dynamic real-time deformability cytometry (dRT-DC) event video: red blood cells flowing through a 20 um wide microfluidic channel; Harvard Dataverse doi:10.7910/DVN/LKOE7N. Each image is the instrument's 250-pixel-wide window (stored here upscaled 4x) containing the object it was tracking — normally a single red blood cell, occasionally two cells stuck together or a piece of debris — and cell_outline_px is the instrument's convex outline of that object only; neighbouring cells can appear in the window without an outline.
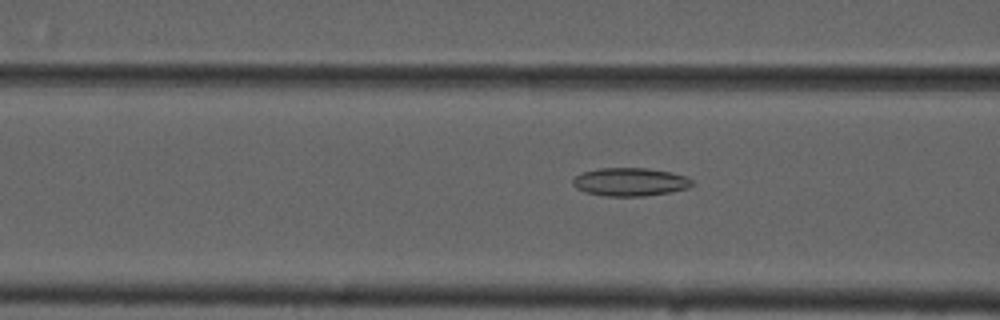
{"species": "common noctule bat (a hibernating species)", "species_latin": "Nyctalus noctula", "temperature_condition": "cold", "stored_images_in_passage": 40, "camera_frame_rate_fps": 3000, "um_per_image_px": 0.085, "animal": {"sex": "male", "forearm_length_mm": 52.5}, "frame": {"image": 1, "passage_image": 7, "time_ms": 2.0, "image_size_px": [1000, 320], "cell_outline_px": [[692, 184], [688, 188], [672, 192], [644, 196], [604, 196], [584, 192], [576, 188], [572, 184], [572, 180], [580, 172], [600, 168], [648, 168], [668, 172], [684, 176], [692, 180]], "centroid_in_image_um": [53.51, 15.47], "position_along_channel_um": 113.1, "area_um2": 19.65}}
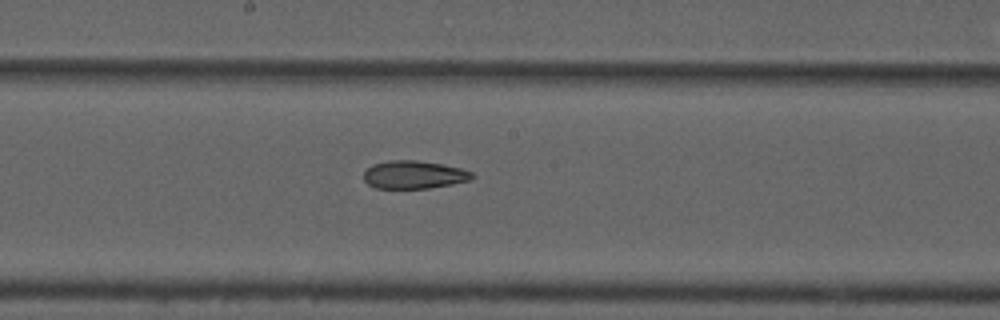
{"frame": {"image": 2, "passage_image": 15, "time_ms": 4.667, "image_size_px": [1000, 320], "cell_outline_px": [[476, 176], [472, 180], [452, 184], [428, 188], [376, 188], [368, 184], [364, 180], [364, 172], [372, 164], [388, 160], [416, 160], [440, 164], [460, 168], [472, 172]], "centroid_in_image_um": [35.19, 14.85], "position_along_channel_um": 213.0, "area_um2": 17.69}}
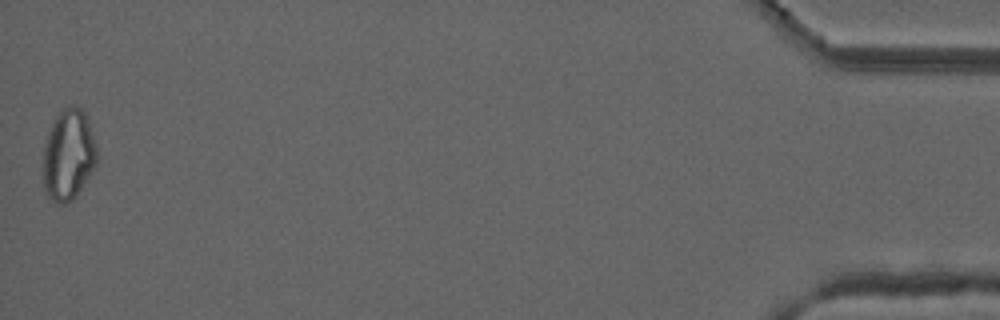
{"frame": {"image": 3, "passage_image": 40, "time_ms": 13.0, "image_size_px": [1000, 320], "cell_outline_px": [[96, 168], [76, 196], [72, 200], [64, 204], [56, 204], [48, 200], [44, 192], [44, 148], [48, 132], [56, 116], [68, 104], [76, 104], [88, 116], [96, 144]], "centroid_in_image_um": [5.83, 13.18], "position_along_channel_um": 429.4, "area_um2": 29.02}, "authors_computed_cell_mechanics": {"area_um2": 19.3341, "velocity_mm_per_s": 3.7422, "shape_relaxation_time_tau1_ms": null, "shape_relaxation_time_tau2_ms": 6.4373, "deformation_change_tau1": null, "deformation_change_tau2": 0.1358}}